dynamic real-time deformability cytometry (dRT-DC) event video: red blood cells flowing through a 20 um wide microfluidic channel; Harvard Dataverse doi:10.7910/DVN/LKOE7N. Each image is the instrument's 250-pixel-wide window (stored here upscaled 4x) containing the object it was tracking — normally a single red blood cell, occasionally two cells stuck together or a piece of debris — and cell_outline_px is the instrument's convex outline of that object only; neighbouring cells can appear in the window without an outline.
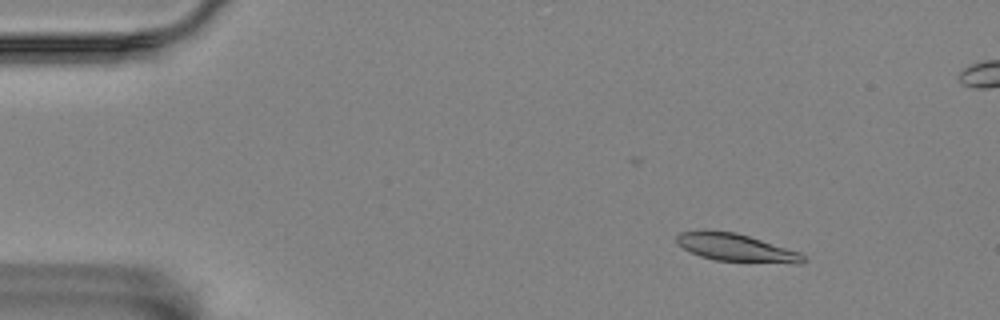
{"species": "Egyptian fruit bat (a non-hibernating species)", "species_latin": "Rousettus aegyptiacus", "temperature_condition": "room temperature", "stored_images_in_passage": 58, "segment_of_instrument_passage": [1, 2], "camera_frame_rate_fps": 3000, "um_per_image_px": 0.085, "animal": {"sex": "female"}, "frame": {"image": 1, "passage_image": 7, "time_ms": 2.0, "image_size_px": [1000, 320], "cell_outline_px": [[808, 260], [800, 264], [796, 264], [716, 260], [700, 256], [676, 244], [676, 236], [680, 232], [704, 228], [736, 232], [800, 252]], "centroid_in_image_um": [62.54, 21.03], "position_along_channel_um": 22.5, "area_um2": 20.87}}
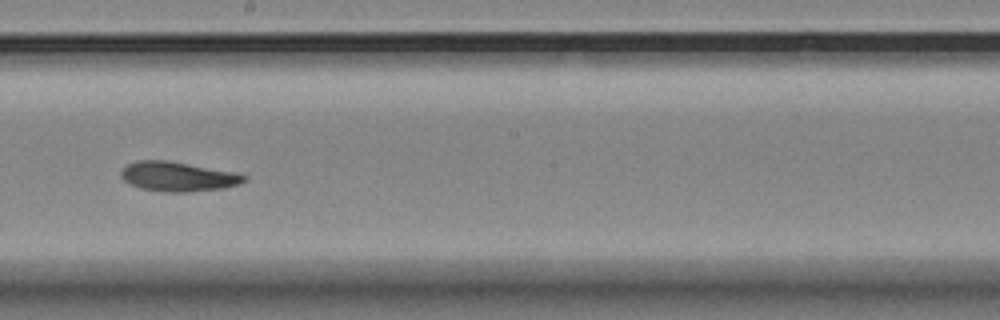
{"frame": {"image": 2, "passage_image": 32, "time_ms": 10.333, "image_size_px": [1000, 320], "cell_outline_px": [[248, 180], [240, 184], [224, 188], [188, 192], [164, 192], [140, 188], [128, 184], [120, 176], [120, 172], [128, 164], [136, 160], [168, 160], [236, 172], [248, 176]], "centroid_in_image_um": [15.14, 15.01], "position_along_channel_um": 233.1, "area_um2": 21.5}}
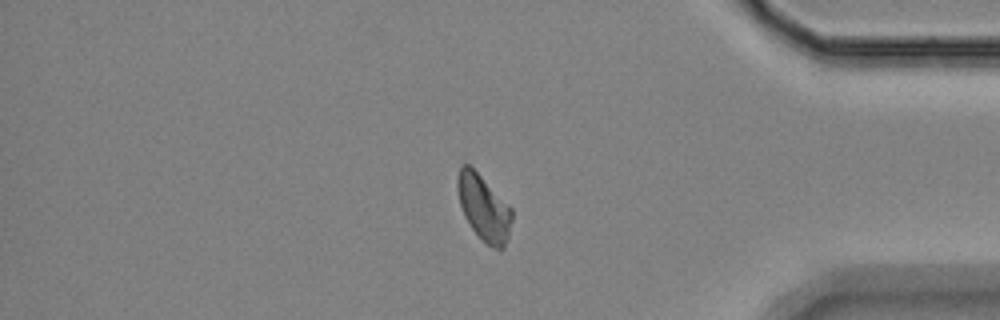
{"frame": {"image": 3, "passage_image": 48, "time_ms": 15.667, "image_size_px": [1000, 320], "cell_outline_px": [[512, 220], [508, 240], [504, 248], [492, 248], [472, 228], [464, 216], [460, 204], [456, 188], [456, 176], [460, 168], [464, 164], [468, 164], [512, 208]], "centroid_in_image_um": [41.11, 17.67], "position_along_channel_um": 394.1, "area_um2": 20.52}}